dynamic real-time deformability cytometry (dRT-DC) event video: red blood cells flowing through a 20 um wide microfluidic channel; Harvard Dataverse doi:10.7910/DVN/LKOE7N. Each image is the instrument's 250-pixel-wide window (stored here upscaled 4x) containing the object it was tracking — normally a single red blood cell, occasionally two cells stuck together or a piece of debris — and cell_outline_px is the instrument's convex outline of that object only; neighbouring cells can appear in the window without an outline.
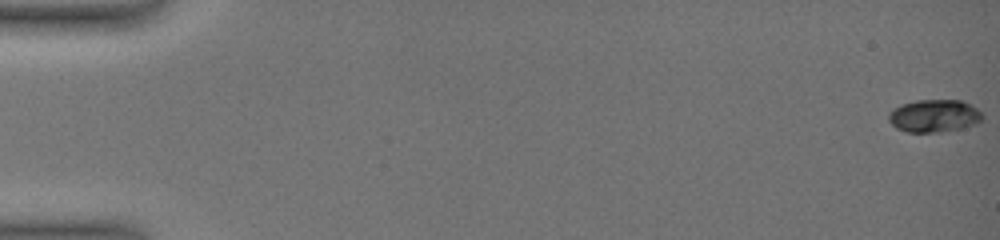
{"species": "common noctule bat (a hibernating species)", "species_latin": "Nyctalus noctula", "temperature_condition": "warm", "stored_images_in_passage": 2, "camera_frame_rate_fps": 3000, "um_per_image_px": 0.085, "animal": {"sex": "female", "body_mass_g": 19.0, "forearm_length_mm": 51.5}, "frame": {"image": 1, "passage_image": 1, "time_ms": 0.0, "image_size_px": [1000, 240], "cell_outline_px": [[984, 116], [976, 124], [960, 128], [940, 132], [908, 132], [896, 128], [888, 120], [888, 116], [900, 104], [916, 100], [960, 100], [976, 108]], "centroid_in_image_um": [79.4, 9.85], "position_along_channel_um": 5.6, "area_um2": 17.63}}